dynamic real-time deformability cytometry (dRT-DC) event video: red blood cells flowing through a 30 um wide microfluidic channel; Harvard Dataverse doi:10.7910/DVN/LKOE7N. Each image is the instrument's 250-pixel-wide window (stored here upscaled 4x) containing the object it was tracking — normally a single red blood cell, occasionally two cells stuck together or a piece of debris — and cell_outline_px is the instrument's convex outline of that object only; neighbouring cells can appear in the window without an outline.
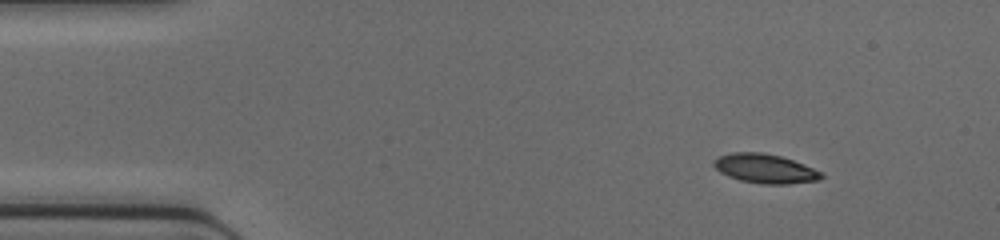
{"species": "common noctule bat (a hibernating species)", "species_latin": "Nyctalus noctula", "temperature_condition": "cold", "stored_images_in_passage": 45, "camera_frame_rate_fps": 3000, "um_per_image_px": 0.085, "animal": {"sex": "female", "body_mass_g": 17.0, "forearm_length_mm": 48.0}, "frame": {"image": 1, "passage_image": 5, "time_ms": 1.333, "image_size_px": [1000, 240], "cell_outline_px": [[824, 176], [820, 180], [788, 184], [764, 184], [740, 180], [728, 176], [720, 172], [712, 164], [712, 160], [720, 156], [732, 152], [760, 152], [780, 156], [792, 160], [824, 172]], "centroid_in_image_um": [65.04, 14.33], "position_along_channel_um": 20.0, "area_um2": 18.32}}
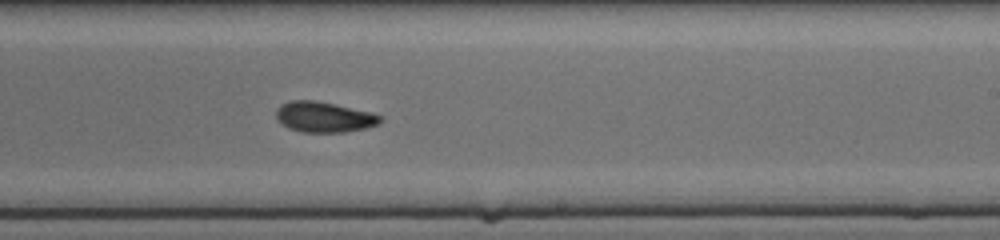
{"frame": {"image": 2, "passage_image": 27, "time_ms": 8.667, "image_size_px": [1000, 240], "cell_outline_px": [[384, 120], [380, 124], [368, 128], [344, 132], [300, 132], [288, 128], [276, 120], [276, 108], [280, 104], [288, 100], [316, 100], [336, 104], [372, 112], [384, 116]], "centroid_in_image_um": [27.57, 9.94], "position_along_channel_um": 261.4, "area_um2": 19.07}}
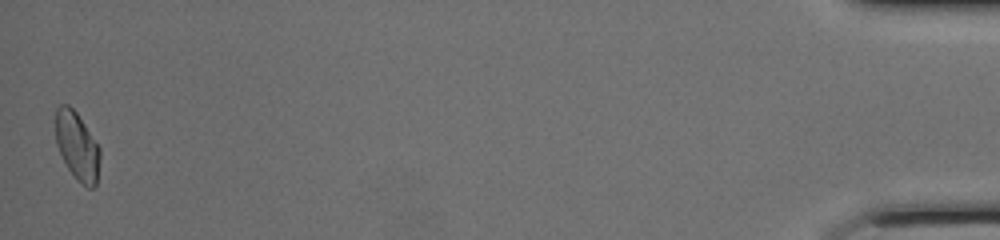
{"frame": {"image": 3, "passage_image": 45, "time_ms": 14.667, "image_size_px": [1000, 240], "cell_outline_px": [[100, 156], [96, 184], [92, 188], [88, 188], [68, 168], [56, 144], [56, 108], [60, 104], [68, 104], [76, 112], [100, 148]], "centroid_in_image_um": [6.55, 12.38], "position_along_channel_um": 428.6, "area_um2": 17.11}}